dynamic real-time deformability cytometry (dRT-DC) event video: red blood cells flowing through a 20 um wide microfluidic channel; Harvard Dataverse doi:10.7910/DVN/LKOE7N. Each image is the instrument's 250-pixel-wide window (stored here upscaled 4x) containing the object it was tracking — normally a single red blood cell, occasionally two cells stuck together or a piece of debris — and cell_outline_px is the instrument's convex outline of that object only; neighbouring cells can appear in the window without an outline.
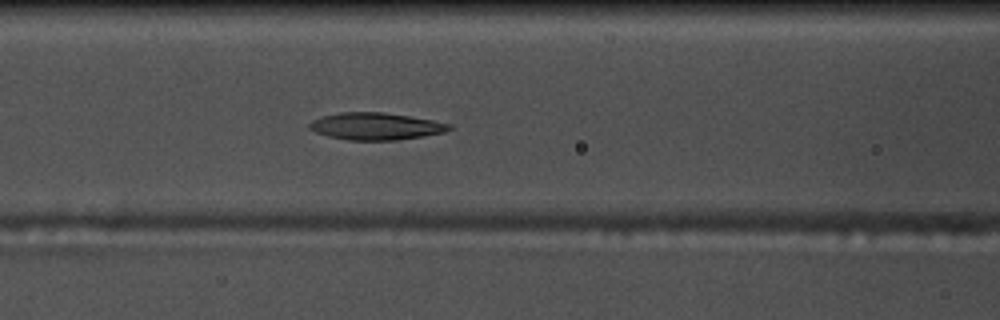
{"species": "common noctule bat (a hibernating species)", "species_latin": "Nyctalus noctula", "temperature_condition": "warm", "stored_images_in_passage": 53, "camera_frame_rate_fps": 3000, "um_per_image_px": 0.085, "animal": {"sex": "male", "body_mass_g": 17.5, "forearm_length_mm": 52.3}, "frame": {"image": 1, "passage_image": 21, "time_ms": 6.667, "image_size_px": [1000, 320], "cell_outline_px": [[452, 128], [444, 132], [424, 136], [396, 140], [348, 140], [328, 136], [316, 132], [308, 128], [308, 124], [312, 120], [324, 116], [340, 112], [384, 112], [432, 120], [452, 124]], "centroid_in_image_um": [31.94, 10.73], "position_along_channel_um": 134.7, "area_um2": 22.02}}
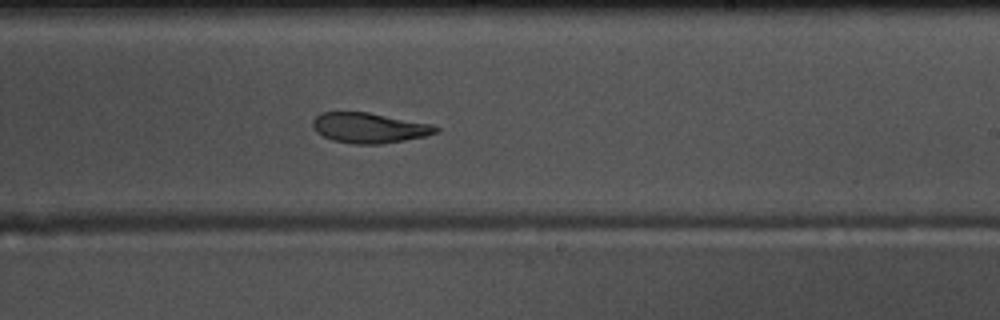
{"frame": {"image": 2, "passage_image": 31, "time_ms": 10.0, "image_size_px": [1000, 320], "cell_outline_px": [[440, 132], [424, 136], [404, 140], [380, 144], [352, 144], [332, 140], [316, 132], [312, 128], [312, 120], [320, 112], [368, 112], [432, 124], [440, 128]], "centroid_in_image_um": [31.37, 10.86], "position_along_channel_um": 257.6, "area_um2": 21.79}}
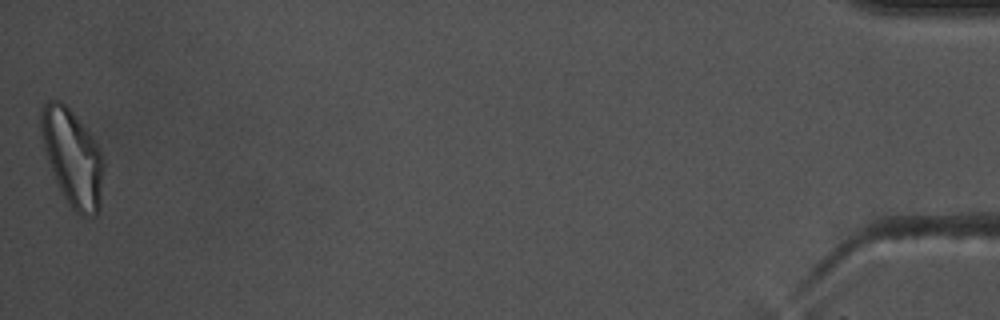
{"frame": {"image": 3, "passage_image": 53, "time_ms": 17.333, "image_size_px": [1000, 320], "cell_outline_px": [[104, 168], [100, 208], [96, 216], [80, 216], [68, 204], [56, 180], [48, 160], [44, 148], [40, 132], [40, 112], [44, 104], [48, 100], [60, 100], [72, 112], [92, 136], [104, 160]], "centroid_in_image_um": [6.17, 13.41], "position_along_channel_um": 429.0, "area_um2": 35.03}, "authors_computed_cell_mechanics": {"area_um2": 23.0044, "velocity_mm_per_s": 3.7031, "shape_relaxation_time_tau1_ms": 10.331, "shape_relaxation_time_tau2_ms": 8.2678, "deformation_change_tau1": 0.2619, "deformation_change_tau2": 0.1688}}